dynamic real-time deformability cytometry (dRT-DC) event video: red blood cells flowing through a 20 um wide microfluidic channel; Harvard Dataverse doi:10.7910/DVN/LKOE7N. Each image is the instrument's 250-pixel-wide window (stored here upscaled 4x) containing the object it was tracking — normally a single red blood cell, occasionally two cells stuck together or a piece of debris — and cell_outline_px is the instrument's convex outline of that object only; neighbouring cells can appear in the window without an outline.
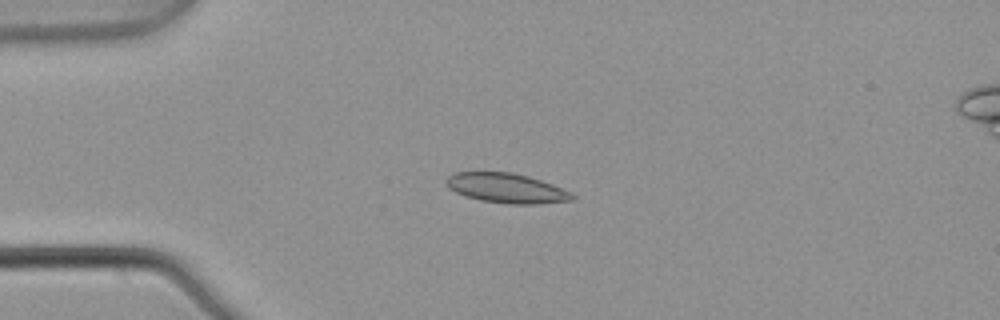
{"species": "common noctule bat (a hibernating species)", "species_latin": "Nyctalus noctula", "temperature_condition": "warm", "stored_images_in_passage": 5, "camera_frame_rate_fps": 3000, "um_per_image_px": 0.085, "animal": {"sex": "male", "body_mass_g": 21.5, "forearm_length_mm": 52.0}, "frame": {"image": 1, "passage_image": 4, "time_ms": 1.0, "image_size_px": [1000, 320], "cell_outline_px": [[576, 196], [572, 200], [540, 204], [508, 204], [480, 200], [464, 196], [448, 188], [444, 184], [444, 180], [448, 176], [456, 172], [512, 172], [528, 176], [552, 184], [572, 192]], "centroid_in_image_um": [43.03, 15.99], "position_along_channel_um": 42.0, "area_um2": 22.02}}